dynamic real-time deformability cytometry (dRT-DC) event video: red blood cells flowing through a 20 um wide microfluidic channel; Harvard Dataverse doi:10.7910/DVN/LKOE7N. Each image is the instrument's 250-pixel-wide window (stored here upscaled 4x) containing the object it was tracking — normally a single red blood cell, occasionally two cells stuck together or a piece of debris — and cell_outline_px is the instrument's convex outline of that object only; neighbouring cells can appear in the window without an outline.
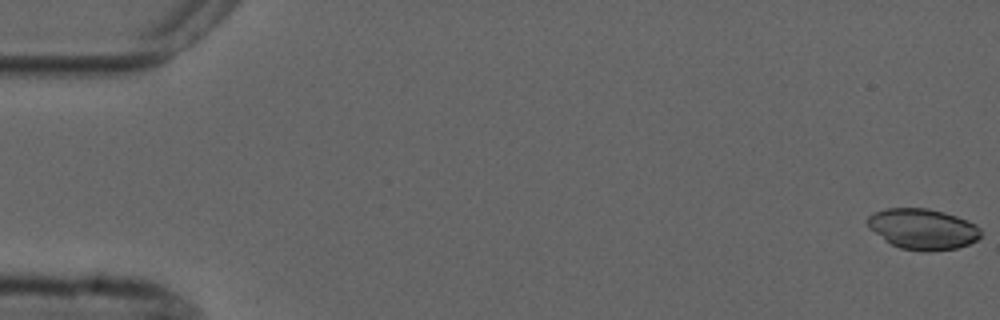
{"species": "common noctule bat (a hibernating species)", "species_latin": "Nyctalus noctula", "temperature_condition": "cold", "stored_images_in_passage": 4, "camera_frame_rate_fps": 3000, "um_per_image_px": 0.085, "animal": {"sex": "male", "forearm_length_mm": 52.5}, "frame": {"image": 1, "passage_image": 1, "time_ms": 0.0, "image_size_px": [1000, 320], "cell_outline_px": [[980, 236], [976, 240], [968, 244], [956, 248], [924, 252], [900, 248], [884, 240], [868, 228], [868, 216], [872, 212], [884, 208], [928, 208], [944, 212], [968, 220], [976, 224], [980, 228]], "centroid_in_image_um": [78.41, 19.46], "position_along_channel_um": 6.6, "area_um2": 26.99}}